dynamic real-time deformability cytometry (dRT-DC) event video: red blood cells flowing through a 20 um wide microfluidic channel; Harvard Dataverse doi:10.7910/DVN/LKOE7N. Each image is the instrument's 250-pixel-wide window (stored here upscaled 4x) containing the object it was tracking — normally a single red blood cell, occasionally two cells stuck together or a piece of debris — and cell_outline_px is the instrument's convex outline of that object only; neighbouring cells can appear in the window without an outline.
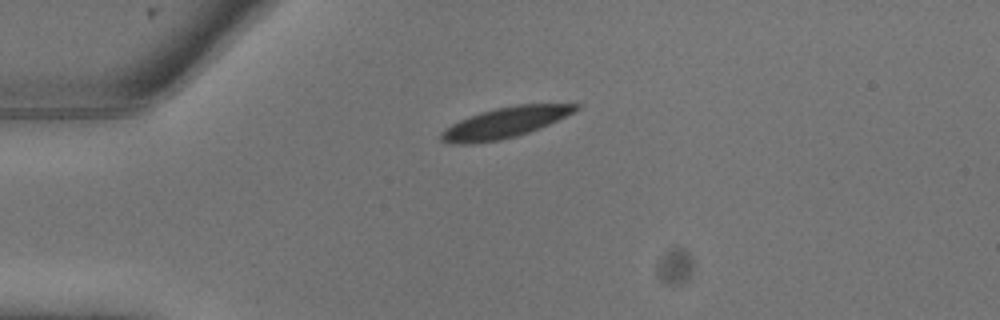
{"species": "common noctule bat (a hibernating species)", "species_latin": "Nyctalus noctula", "temperature_condition": "warm", "stored_images_in_passage": 4, "camera_frame_rate_fps": 3000, "um_per_image_px": 0.085, "animal": {"sex": "male", "body_mass_g": 13.3}, "frame": {"image": 1, "passage_image": 1, "time_ms": 0.0, "image_size_px": [1000, 320], "cell_outline_px": [[580, 108], [548, 124], [528, 132], [516, 136], [500, 140], [472, 144], [452, 144], [440, 140], [440, 132], [444, 128], [468, 116], [480, 112], [496, 108], [516, 104], [580, 104]], "centroid_in_image_um": [42.84, 10.43], "position_along_channel_um": 42.2, "area_um2": 23.81}}